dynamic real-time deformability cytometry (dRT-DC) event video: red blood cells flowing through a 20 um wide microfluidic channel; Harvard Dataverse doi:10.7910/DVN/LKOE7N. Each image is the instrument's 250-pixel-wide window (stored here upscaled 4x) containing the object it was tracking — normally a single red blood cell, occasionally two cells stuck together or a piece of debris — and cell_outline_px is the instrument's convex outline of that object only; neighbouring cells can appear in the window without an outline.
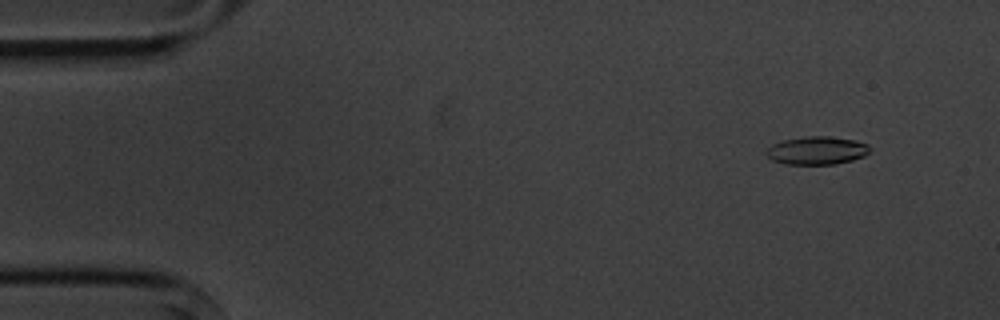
{"species": "common noctule bat (a hibernating species)", "species_latin": "Nyctalus noctula", "temperature_condition": "cold", "stored_images_in_passage": 5, "camera_frame_rate_fps": 3000, "um_per_image_px": 0.085, "animal": {"sex": "male", "body_mass_g": 20.1, "forearm_length_mm": 53.5}, "frame": {"image": 1, "passage_image": 2, "time_ms": 1.0, "image_size_px": [1000, 320], "cell_outline_px": [[868, 152], [864, 156], [852, 160], [836, 164], [784, 164], [772, 160], [764, 152], [772, 144], [784, 140], [808, 136], [828, 136], [856, 140], [868, 144]], "centroid_in_image_um": [69.42, 12.79], "position_along_channel_um": 15.6, "area_um2": 16.88}}
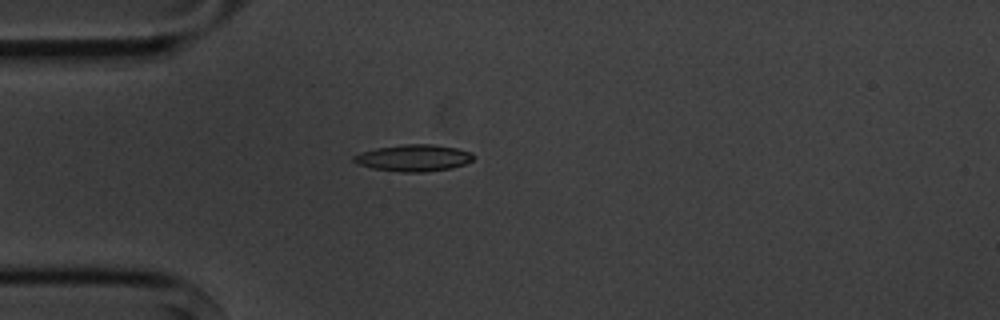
{"frame": {"image": 2, "passage_image": 4, "time_ms": 4.333, "image_size_px": [1000, 320], "cell_outline_px": [[476, 156], [472, 160], [464, 164], [452, 168], [424, 172], [400, 172], [372, 168], [356, 164], [352, 160], [352, 156], [360, 152], [376, 148], [400, 144], [432, 144], [456, 148], [472, 152]], "centroid_in_image_um": [35.13, 13.42], "position_along_channel_um": 49.9, "area_um2": 18.84}}